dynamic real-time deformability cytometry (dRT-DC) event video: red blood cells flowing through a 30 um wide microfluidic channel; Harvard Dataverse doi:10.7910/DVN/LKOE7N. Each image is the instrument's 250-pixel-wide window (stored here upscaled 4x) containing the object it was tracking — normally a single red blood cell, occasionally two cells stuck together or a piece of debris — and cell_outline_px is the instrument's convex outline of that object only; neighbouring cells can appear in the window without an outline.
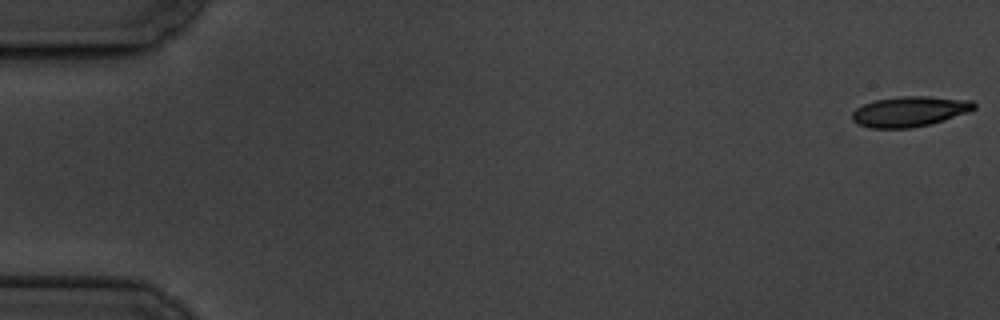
{"species": "common noctule bat (a hibernating species)", "species_latin": "Nyctalus noctula", "temperature_condition": "cold", "stored_images_in_passage": 4, "camera_frame_rate_fps": 3000, "um_per_image_px": 0.085, "animal": {"sex": "male", "body_mass_g": 19.5, "forearm_length_mm": 54.6}, "frame": {"image": 1, "passage_image": 1, "time_ms": 0.0, "image_size_px": [1000, 320], "cell_outline_px": [[976, 108], [968, 112], [928, 124], [912, 128], [872, 128], [856, 124], [852, 120], [852, 112], [856, 108], [864, 104], [876, 100], [900, 96], [928, 96], [972, 100], [976, 104]], "centroid_in_image_um": [77.3, 9.47], "position_along_channel_um": 7.7, "area_um2": 21.44}}